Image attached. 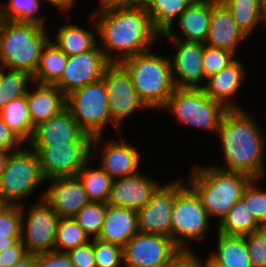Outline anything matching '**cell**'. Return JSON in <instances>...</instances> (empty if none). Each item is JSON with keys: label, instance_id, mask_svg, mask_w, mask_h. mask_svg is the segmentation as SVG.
<instances>
[{"label": "cell", "instance_id": "6da1fadb", "mask_svg": "<svg viewBox=\"0 0 266 267\" xmlns=\"http://www.w3.org/2000/svg\"><path fill=\"white\" fill-rule=\"evenodd\" d=\"M92 14L90 19L97 17L93 29L98 33L100 49L110 63H121L129 57L151 51L150 47L161 36L141 3ZM113 53L116 54L111 56Z\"/></svg>", "mask_w": 266, "mask_h": 267}, {"label": "cell", "instance_id": "7a4b0ae2", "mask_svg": "<svg viewBox=\"0 0 266 267\" xmlns=\"http://www.w3.org/2000/svg\"><path fill=\"white\" fill-rule=\"evenodd\" d=\"M226 167L219 169L239 172L259 179L264 176L266 137L248 112L228 109L223 115L219 128Z\"/></svg>", "mask_w": 266, "mask_h": 267}, {"label": "cell", "instance_id": "3957f363", "mask_svg": "<svg viewBox=\"0 0 266 267\" xmlns=\"http://www.w3.org/2000/svg\"><path fill=\"white\" fill-rule=\"evenodd\" d=\"M191 173L189 187L199 197L210 218L219 222L242 198L252 178L246 174L227 171L214 166H198Z\"/></svg>", "mask_w": 266, "mask_h": 267}, {"label": "cell", "instance_id": "277c9868", "mask_svg": "<svg viewBox=\"0 0 266 267\" xmlns=\"http://www.w3.org/2000/svg\"><path fill=\"white\" fill-rule=\"evenodd\" d=\"M49 35L45 26L13 20L0 22V67L35 74Z\"/></svg>", "mask_w": 266, "mask_h": 267}, {"label": "cell", "instance_id": "5b68a950", "mask_svg": "<svg viewBox=\"0 0 266 267\" xmlns=\"http://www.w3.org/2000/svg\"><path fill=\"white\" fill-rule=\"evenodd\" d=\"M121 64L129 72L136 93L149 109H162L176 89L170 59L147 51L125 59Z\"/></svg>", "mask_w": 266, "mask_h": 267}, {"label": "cell", "instance_id": "8992f818", "mask_svg": "<svg viewBox=\"0 0 266 267\" xmlns=\"http://www.w3.org/2000/svg\"><path fill=\"white\" fill-rule=\"evenodd\" d=\"M173 112L184 125L216 132L228 110L206 95L203 88H176L162 108Z\"/></svg>", "mask_w": 266, "mask_h": 267}, {"label": "cell", "instance_id": "52a82bcc", "mask_svg": "<svg viewBox=\"0 0 266 267\" xmlns=\"http://www.w3.org/2000/svg\"><path fill=\"white\" fill-rule=\"evenodd\" d=\"M45 180L34 150L21 147L11 152L0 177V203L22 205Z\"/></svg>", "mask_w": 266, "mask_h": 267}, {"label": "cell", "instance_id": "ba28073f", "mask_svg": "<svg viewBox=\"0 0 266 267\" xmlns=\"http://www.w3.org/2000/svg\"><path fill=\"white\" fill-rule=\"evenodd\" d=\"M66 108L81 129L92 138L103 136L106 124L112 123L103 79L69 93L66 96Z\"/></svg>", "mask_w": 266, "mask_h": 267}, {"label": "cell", "instance_id": "9c48e42d", "mask_svg": "<svg viewBox=\"0 0 266 267\" xmlns=\"http://www.w3.org/2000/svg\"><path fill=\"white\" fill-rule=\"evenodd\" d=\"M170 218L171 239L180 250H190L188 241L201 242L207 237L210 216L188 185L176 195Z\"/></svg>", "mask_w": 266, "mask_h": 267}, {"label": "cell", "instance_id": "30bf717a", "mask_svg": "<svg viewBox=\"0 0 266 267\" xmlns=\"http://www.w3.org/2000/svg\"><path fill=\"white\" fill-rule=\"evenodd\" d=\"M101 138L102 136L93 137L92 142L30 145V148L36 152L42 174L47 181L53 178L77 176L82 167L92 159L90 156L94 155Z\"/></svg>", "mask_w": 266, "mask_h": 267}, {"label": "cell", "instance_id": "8fae6325", "mask_svg": "<svg viewBox=\"0 0 266 267\" xmlns=\"http://www.w3.org/2000/svg\"><path fill=\"white\" fill-rule=\"evenodd\" d=\"M30 206L29 213L24 216L21 205L22 223L20 241L28 254H42L54 250L56 229L60 217L47 204L43 197Z\"/></svg>", "mask_w": 266, "mask_h": 267}, {"label": "cell", "instance_id": "7c38bea8", "mask_svg": "<svg viewBox=\"0 0 266 267\" xmlns=\"http://www.w3.org/2000/svg\"><path fill=\"white\" fill-rule=\"evenodd\" d=\"M103 81L108 94V106L114 127L138 109L149 108L138 96L129 72L121 63H110L104 70Z\"/></svg>", "mask_w": 266, "mask_h": 267}, {"label": "cell", "instance_id": "4fadbf2b", "mask_svg": "<svg viewBox=\"0 0 266 267\" xmlns=\"http://www.w3.org/2000/svg\"><path fill=\"white\" fill-rule=\"evenodd\" d=\"M179 251L167 236L138 232L123 247V265L165 267Z\"/></svg>", "mask_w": 266, "mask_h": 267}, {"label": "cell", "instance_id": "5bb4252c", "mask_svg": "<svg viewBox=\"0 0 266 267\" xmlns=\"http://www.w3.org/2000/svg\"><path fill=\"white\" fill-rule=\"evenodd\" d=\"M186 186L181 181H173L159 186L151 200L136 211L140 233L160 234L171 238V212L176 195Z\"/></svg>", "mask_w": 266, "mask_h": 267}, {"label": "cell", "instance_id": "9a60e30c", "mask_svg": "<svg viewBox=\"0 0 266 267\" xmlns=\"http://www.w3.org/2000/svg\"><path fill=\"white\" fill-rule=\"evenodd\" d=\"M110 64L97 44L92 50L68 56L60 79L54 84L67 96L72 91L103 78Z\"/></svg>", "mask_w": 266, "mask_h": 267}, {"label": "cell", "instance_id": "2e32d148", "mask_svg": "<svg viewBox=\"0 0 266 267\" xmlns=\"http://www.w3.org/2000/svg\"><path fill=\"white\" fill-rule=\"evenodd\" d=\"M177 51L170 58L173 82L176 88H203L205 80L202 57L205 43L170 39ZM176 76V77H175Z\"/></svg>", "mask_w": 266, "mask_h": 267}, {"label": "cell", "instance_id": "e0dca14e", "mask_svg": "<svg viewBox=\"0 0 266 267\" xmlns=\"http://www.w3.org/2000/svg\"><path fill=\"white\" fill-rule=\"evenodd\" d=\"M52 184L42 194L43 199L60 218L74 217L91 201L77 176L49 180Z\"/></svg>", "mask_w": 266, "mask_h": 267}, {"label": "cell", "instance_id": "ac0fdd59", "mask_svg": "<svg viewBox=\"0 0 266 267\" xmlns=\"http://www.w3.org/2000/svg\"><path fill=\"white\" fill-rule=\"evenodd\" d=\"M159 186L157 181L141 173L113 179L107 204L137 211L151 200Z\"/></svg>", "mask_w": 266, "mask_h": 267}, {"label": "cell", "instance_id": "d6986e66", "mask_svg": "<svg viewBox=\"0 0 266 267\" xmlns=\"http://www.w3.org/2000/svg\"><path fill=\"white\" fill-rule=\"evenodd\" d=\"M67 142H92L65 108L58 115L38 124L29 141L30 145H52Z\"/></svg>", "mask_w": 266, "mask_h": 267}, {"label": "cell", "instance_id": "ffe728a7", "mask_svg": "<svg viewBox=\"0 0 266 267\" xmlns=\"http://www.w3.org/2000/svg\"><path fill=\"white\" fill-rule=\"evenodd\" d=\"M248 36L239 28L229 8L222 0H212V13L205 45L236 53Z\"/></svg>", "mask_w": 266, "mask_h": 267}, {"label": "cell", "instance_id": "44dd1931", "mask_svg": "<svg viewBox=\"0 0 266 267\" xmlns=\"http://www.w3.org/2000/svg\"><path fill=\"white\" fill-rule=\"evenodd\" d=\"M211 13L212 0H195L176 21L184 38L175 35L172 27L161 36H165L168 40L181 39L205 43L209 32Z\"/></svg>", "mask_w": 266, "mask_h": 267}, {"label": "cell", "instance_id": "7402d4cb", "mask_svg": "<svg viewBox=\"0 0 266 267\" xmlns=\"http://www.w3.org/2000/svg\"><path fill=\"white\" fill-rule=\"evenodd\" d=\"M138 232L136 210L106 203L103 227L97 239L123 248Z\"/></svg>", "mask_w": 266, "mask_h": 267}, {"label": "cell", "instance_id": "603a6c76", "mask_svg": "<svg viewBox=\"0 0 266 267\" xmlns=\"http://www.w3.org/2000/svg\"><path fill=\"white\" fill-rule=\"evenodd\" d=\"M245 67L241 61L235 59L218 73L206 79L207 85L203 86L206 95L213 100L221 102L227 109H241L230 99L240 89L244 81Z\"/></svg>", "mask_w": 266, "mask_h": 267}, {"label": "cell", "instance_id": "cb8c5ba5", "mask_svg": "<svg viewBox=\"0 0 266 267\" xmlns=\"http://www.w3.org/2000/svg\"><path fill=\"white\" fill-rule=\"evenodd\" d=\"M121 141H109L103 146L101 152V168L105 170L113 179L132 176L139 173L140 156L138 149ZM105 147V148H104Z\"/></svg>", "mask_w": 266, "mask_h": 267}, {"label": "cell", "instance_id": "d4e9b609", "mask_svg": "<svg viewBox=\"0 0 266 267\" xmlns=\"http://www.w3.org/2000/svg\"><path fill=\"white\" fill-rule=\"evenodd\" d=\"M34 84L35 90H28L26 99L33 126L36 127L66 108V96L55 85Z\"/></svg>", "mask_w": 266, "mask_h": 267}, {"label": "cell", "instance_id": "484cf974", "mask_svg": "<svg viewBox=\"0 0 266 267\" xmlns=\"http://www.w3.org/2000/svg\"><path fill=\"white\" fill-rule=\"evenodd\" d=\"M217 247L208 258L219 267H252L244 236L217 232Z\"/></svg>", "mask_w": 266, "mask_h": 267}, {"label": "cell", "instance_id": "4316f807", "mask_svg": "<svg viewBox=\"0 0 266 267\" xmlns=\"http://www.w3.org/2000/svg\"><path fill=\"white\" fill-rule=\"evenodd\" d=\"M195 0H141L147 14L150 16L154 28L165 33L173 25L187 7Z\"/></svg>", "mask_w": 266, "mask_h": 267}, {"label": "cell", "instance_id": "83f0119b", "mask_svg": "<svg viewBox=\"0 0 266 267\" xmlns=\"http://www.w3.org/2000/svg\"><path fill=\"white\" fill-rule=\"evenodd\" d=\"M0 117L24 144L31 140L35 127L29 114L26 96L11 100L3 106Z\"/></svg>", "mask_w": 266, "mask_h": 267}, {"label": "cell", "instance_id": "f1b7e54d", "mask_svg": "<svg viewBox=\"0 0 266 267\" xmlns=\"http://www.w3.org/2000/svg\"><path fill=\"white\" fill-rule=\"evenodd\" d=\"M97 33L74 24H65L57 30L53 41L67 56L77 55L92 50L99 42ZM97 42V43H96Z\"/></svg>", "mask_w": 266, "mask_h": 267}, {"label": "cell", "instance_id": "f546056e", "mask_svg": "<svg viewBox=\"0 0 266 267\" xmlns=\"http://www.w3.org/2000/svg\"><path fill=\"white\" fill-rule=\"evenodd\" d=\"M68 56L52 41L48 40L41 51L34 83L54 85L67 63Z\"/></svg>", "mask_w": 266, "mask_h": 267}, {"label": "cell", "instance_id": "4dcf8cb0", "mask_svg": "<svg viewBox=\"0 0 266 267\" xmlns=\"http://www.w3.org/2000/svg\"><path fill=\"white\" fill-rule=\"evenodd\" d=\"M258 228L259 223L241 198L219 222L217 232L227 236H245Z\"/></svg>", "mask_w": 266, "mask_h": 267}, {"label": "cell", "instance_id": "1f68e13d", "mask_svg": "<svg viewBox=\"0 0 266 267\" xmlns=\"http://www.w3.org/2000/svg\"><path fill=\"white\" fill-rule=\"evenodd\" d=\"M88 162L78 172L77 177L81 181L84 190L91 202L107 203L111 193L113 178L101 167L88 168Z\"/></svg>", "mask_w": 266, "mask_h": 267}, {"label": "cell", "instance_id": "d6a6232c", "mask_svg": "<svg viewBox=\"0 0 266 267\" xmlns=\"http://www.w3.org/2000/svg\"><path fill=\"white\" fill-rule=\"evenodd\" d=\"M0 67V110L11 100L26 96L28 83L33 82V75L24 70L8 69L3 72Z\"/></svg>", "mask_w": 266, "mask_h": 267}, {"label": "cell", "instance_id": "836d02e7", "mask_svg": "<svg viewBox=\"0 0 266 267\" xmlns=\"http://www.w3.org/2000/svg\"><path fill=\"white\" fill-rule=\"evenodd\" d=\"M229 8L239 28L249 36L258 22L266 25L258 0H222ZM263 21V22H262Z\"/></svg>", "mask_w": 266, "mask_h": 267}, {"label": "cell", "instance_id": "e575fe53", "mask_svg": "<svg viewBox=\"0 0 266 267\" xmlns=\"http://www.w3.org/2000/svg\"><path fill=\"white\" fill-rule=\"evenodd\" d=\"M40 5V0H9L0 7V18L45 26L46 19L38 15Z\"/></svg>", "mask_w": 266, "mask_h": 267}, {"label": "cell", "instance_id": "d590c367", "mask_svg": "<svg viewBox=\"0 0 266 267\" xmlns=\"http://www.w3.org/2000/svg\"><path fill=\"white\" fill-rule=\"evenodd\" d=\"M90 241L89 236L74 218H60L56 229L54 251L66 253Z\"/></svg>", "mask_w": 266, "mask_h": 267}, {"label": "cell", "instance_id": "8d00e7d4", "mask_svg": "<svg viewBox=\"0 0 266 267\" xmlns=\"http://www.w3.org/2000/svg\"><path fill=\"white\" fill-rule=\"evenodd\" d=\"M106 203L90 202L73 218L91 239H97L103 227ZM93 236V237H92Z\"/></svg>", "mask_w": 266, "mask_h": 267}, {"label": "cell", "instance_id": "74e56055", "mask_svg": "<svg viewBox=\"0 0 266 267\" xmlns=\"http://www.w3.org/2000/svg\"><path fill=\"white\" fill-rule=\"evenodd\" d=\"M234 57L235 54L228 50L205 45L202 57L205 80L231 64Z\"/></svg>", "mask_w": 266, "mask_h": 267}, {"label": "cell", "instance_id": "f35d334b", "mask_svg": "<svg viewBox=\"0 0 266 267\" xmlns=\"http://www.w3.org/2000/svg\"><path fill=\"white\" fill-rule=\"evenodd\" d=\"M259 179H252L245 187L242 199L246 207L258 223L266 220V190L258 188L255 183Z\"/></svg>", "mask_w": 266, "mask_h": 267}, {"label": "cell", "instance_id": "ab89813d", "mask_svg": "<svg viewBox=\"0 0 266 267\" xmlns=\"http://www.w3.org/2000/svg\"><path fill=\"white\" fill-rule=\"evenodd\" d=\"M93 252L97 267H121L123 248L116 244L93 239Z\"/></svg>", "mask_w": 266, "mask_h": 267}, {"label": "cell", "instance_id": "60d3db41", "mask_svg": "<svg viewBox=\"0 0 266 267\" xmlns=\"http://www.w3.org/2000/svg\"><path fill=\"white\" fill-rule=\"evenodd\" d=\"M21 205L0 204V235L21 237Z\"/></svg>", "mask_w": 266, "mask_h": 267}, {"label": "cell", "instance_id": "b9f144b4", "mask_svg": "<svg viewBox=\"0 0 266 267\" xmlns=\"http://www.w3.org/2000/svg\"><path fill=\"white\" fill-rule=\"evenodd\" d=\"M252 267H266V237L258 230L244 236Z\"/></svg>", "mask_w": 266, "mask_h": 267}, {"label": "cell", "instance_id": "7bdbcfd3", "mask_svg": "<svg viewBox=\"0 0 266 267\" xmlns=\"http://www.w3.org/2000/svg\"><path fill=\"white\" fill-rule=\"evenodd\" d=\"M74 267H97L93 252V239L85 245L66 252Z\"/></svg>", "mask_w": 266, "mask_h": 267}, {"label": "cell", "instance_id": "ee69618b", "mask_svg": "<svg viewBox=\"0 0 266 267\" xmlns=\"http://www.w3.org/2000/svg\"><path fill=\"white\" fill-rule=\"evenodd\" d=\"M35 267H74L65 252L51 251L36 255Z\"/></svg>", "mask_w": 266, "mask_h": 267}, {"label": "cell", "instance_id": "f6af8a7d", "mask_svg": "<svg viewBox=\"0 0 266 267\" xmlns=\"http://www.w3.org/2000/svg\"><path fill=\"white\" fill-rule=\"evenodd\" d=\"M28 255L24 244L18 240L0 253V267H10Z\"/></svg>", "mask_w": 266, "mask_h": 267}, {"label": "cell", "instance_id": "bcb514c9", "mask_svg": "<svg viewBox=\"0 0 266 267\" xmlns=\"http://www.w3.org/2000/svg\"><path fill=\"white\" fill-rule=\"evenodd\" d=\"M24 143L4 123L0 117V150L14 152L21 149L19 146Z\"/></svg>", "mask_w": 266, "mask_h": 267}, {"label": "cell", "instance_id": "7dc6e473", "mask_svg": "<svg viewBox=\"0 0 266 267\" xmlns=\"http://www.w3.org/2000/svg\"><path fill=\"white\" fill-rule=\"evenodd\" d=\"M165 267H201V258L193 250H180Z\"/></svg>", "mask_w": 266, "mask_h": 267}, {"label": "cell", "instance_id": "c3c4849f", "mask_svg": "<svg viewBox=\"0 0 266 267\" xmlns=\"http://www.w3.org/2000/svg\"><path fill=\"white\" fill-rule=\"evenodd\" d=\"M141 3V0H99V10L128 7Z\"/></svg>", "mask_w": 266, "mask_h": 267}, {"label": "cell", "instance_id": "681fc988", "mask_svg": "<svg viewBox=\"0 0 266 267\" xmlns=\"http://www.w3.org/2000/svg\"><path fill=\"white\" fill-rule=\"evenodd\" d=\"M46 2H49L54 7H57L58 10L62 11H68L70 10L73 5L75 4V0H45ZM74 3V4H73Z\"/></svg>", "mask_w": 266, "mask_h": 267}, {"label": "cell", "instance_id": "f907efd6", "mask_svg": "<svg viewBox=\"0 0 266 267\" xmlns=\"http://www.w3.org/2000/svg\"><path fill=\"white\" fill-rule=\"evenodd\" d=\"M36 266V255L28 254L26 257L13 264L10 267H35Z\"/></svg>", "mask_w": 266, "mask_h": 267}, {"label": "cell", "instance_id": "816d5d0a", "mask_svg": "<svg viewBox=\"0 0 266 267\" xmlns=\"http://www.w3.org/2000/svg\"><path fill=\"white\" fill-rule=\"evenodd\" d=\"M18 240H20V237H8L0 235V253L6 250L8 247L13 246Z\"/></svg>", "mask_w": 266, "mask_h": 267}, {"label": "cell", "instance_id": "f5cc1de1", "mask_svg": "<svg viewBox=\"0 0 266 267\" xmlns=\"http://www.w3.org/2000/svg\"><path fill=\"white\" fill-rule=\"evenodd\" d=\"M10 153L9 151L0 150V177L6 168Z\"/></svg>", "mask_w": 266, "mask_h": 267}, {"label": "cell", "instance_id": "db71d44e", "mask_svg": "<svg viewBox=\"0 0 266 267\" xmlns=\"http://www.w3.org/2000/svg\"><path fill=\"white\" fill-rule=\"evenodd\" d=\"M206 259L204 260L201 258V267H219L217 264L212 262L209 258H206Z\"/></svg>", "mask_w": 266, "mask_h": 267}, {"label": "cell", "instance_id": "11a10c76", "mask_svg": "<svg viewBox=\"0 0 266 267\" xmlns=\"http://www.w3.org/2000/svg\"><path fill=\"white\" fill-rule=\"evenodd\" d=\"M263 17L266 19V0H258Z\"/></svg>", "mask_w": 266, "mask_h": 267}, {"label": "cell", "instance_id": "9f6ffc18", "mask_svg": "<svg viewBox=\"0 0 266 267\" xmlns=\"http://www.w3.org/2000/svg\"><path fill=\"white\" fill-rule=\"evenodd\" d=\"M258 231L260 233H262L263 235H265V237H266V220H264L261 223H259Z\"/></svg>", "mask_w": 266, "mask_h": 267}]
</instances>
